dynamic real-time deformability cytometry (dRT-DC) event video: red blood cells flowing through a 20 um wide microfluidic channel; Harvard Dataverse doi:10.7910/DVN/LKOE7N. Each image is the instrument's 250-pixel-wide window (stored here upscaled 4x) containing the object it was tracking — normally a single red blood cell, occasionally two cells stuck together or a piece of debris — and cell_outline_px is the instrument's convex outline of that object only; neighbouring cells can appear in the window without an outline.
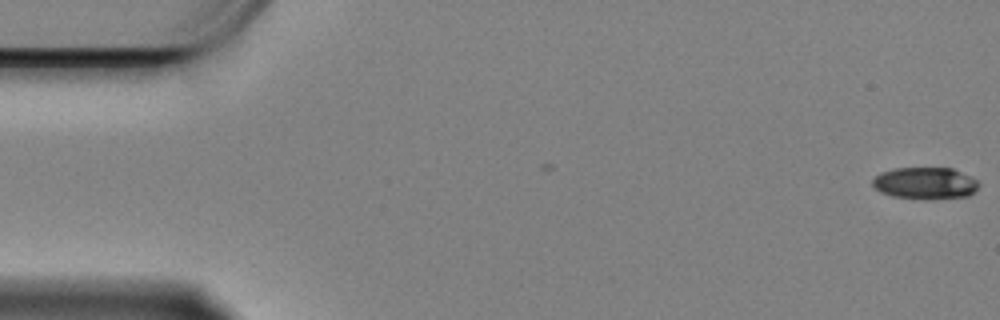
{"species": "Egyptian fruit bat (a non-hibernating species)", "species_latin": "Rousettus aegyptiacus", "temperature_condition": "cold", "stored_images_in_passage": 56, "camera_frame_rate_fps": 3000, "um_per_image_px": 0.085, "animal": {"sex": "female"}, "frame": {"image": 1, "passage_image": 1, "time_ms": 0.0, "image_size_px": [1000, 320], "cell_outline_px": [[980, 184], [968, 196], [932, 200], [920, 200], [892, 196], [880, 192], [872, 184], [872, 180], [880, 172], [896, 168], [952, 168], [972, 176]], "centroid_in_image_um": [78.64, 15.59], "position_along_channel_um": 6.4, "area_um2": 20.0}}
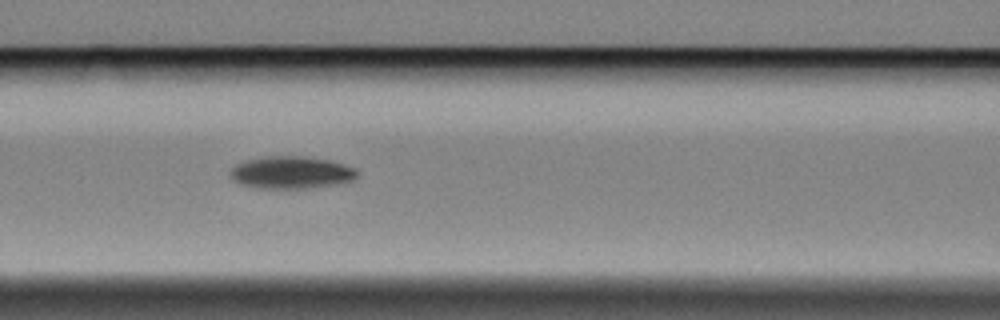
{"frame": {"image": 2, "passage_image": 25, "time_ms": 8.0, "image_size_px": [1000, 320], "cell_outline_px": [[356, 176], [352, 180], [336, 184], [312, 188], [256, 188], [240, 184], [232, 180], [232, 168], [236, 164], [248, 160], [264, 156], [308, 156], [328, 160], [344, 164], [356, 168]], "centroid_in_image_um": [24.76, 14.66], "position_along_channel_um": 141.8, "area_um2": 23.87}}
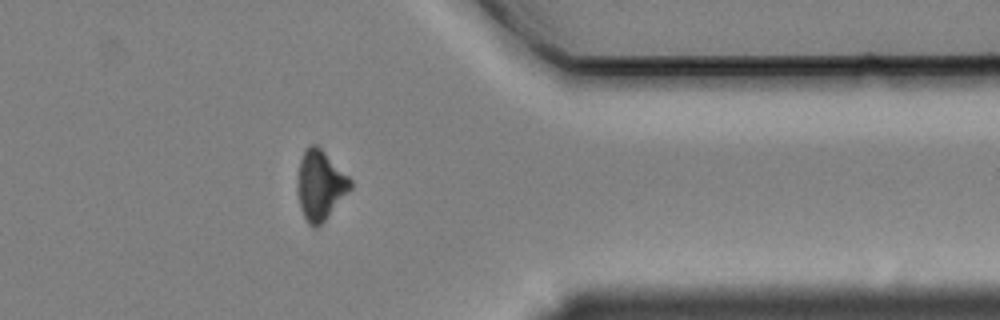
{"frame": {"image": 3, "passage_image": 48, "time_ms": 15.667, "image_size_px": [1000, 320], "cell_outline_px": [[352, 188], [324, 220], [316, 228], [312, 228], [308, 224], [300, 208], [296, 188], [296, 184], [300, 160], [304, 148], [312, 144], [316, 144], [352, 180]], "centroid_in_image_um": [27.18, 15.74], "position_along_channel_um": 384.2, "area_um2": 21.39}}